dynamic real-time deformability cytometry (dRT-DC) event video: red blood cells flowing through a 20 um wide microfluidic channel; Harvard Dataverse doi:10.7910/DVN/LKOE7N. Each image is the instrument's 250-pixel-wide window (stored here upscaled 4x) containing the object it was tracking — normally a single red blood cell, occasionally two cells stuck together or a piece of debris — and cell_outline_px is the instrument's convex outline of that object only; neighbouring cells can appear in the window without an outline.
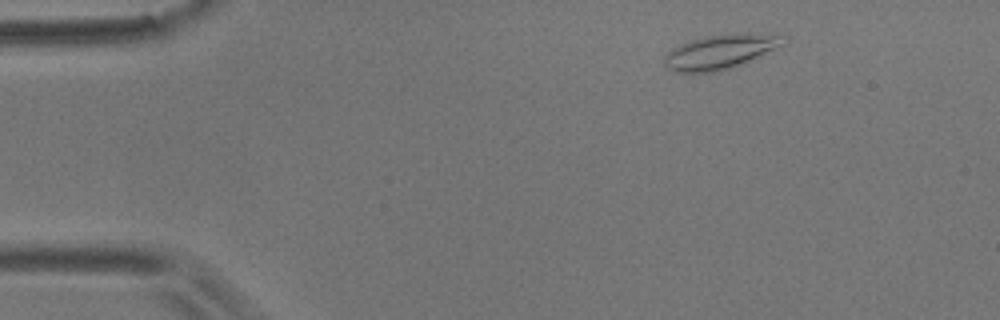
{"species": "common noctule bat (a hibernating species)", "species_latin": "Nyctalus noctula", "temperature_condition": "room temperature", "stored_images_in_passage": 4, "camera_frame_rate_fps": 3000, "um_per_image_px": 0.085, "animal": {"sex": "male", "body_mass_g": 17.9}, "frame": {"image": 1, "passage_image": 2, "time_ms": 0.333, "image_size_px": [1000, 320], "cell_outline_px": [[788, 44], [744, 64], [732, 68], [716, 72], [676, 72], [664, 68], [664, 56], [672, 48], [680, 44], [692, 40], [708, 36], [732, 32], [784, 36], [788, 40]], "centroid_in_image_um": [61.28, 4.41], "position_along_channel_um": 23.7, "area_um2": 24.39}}